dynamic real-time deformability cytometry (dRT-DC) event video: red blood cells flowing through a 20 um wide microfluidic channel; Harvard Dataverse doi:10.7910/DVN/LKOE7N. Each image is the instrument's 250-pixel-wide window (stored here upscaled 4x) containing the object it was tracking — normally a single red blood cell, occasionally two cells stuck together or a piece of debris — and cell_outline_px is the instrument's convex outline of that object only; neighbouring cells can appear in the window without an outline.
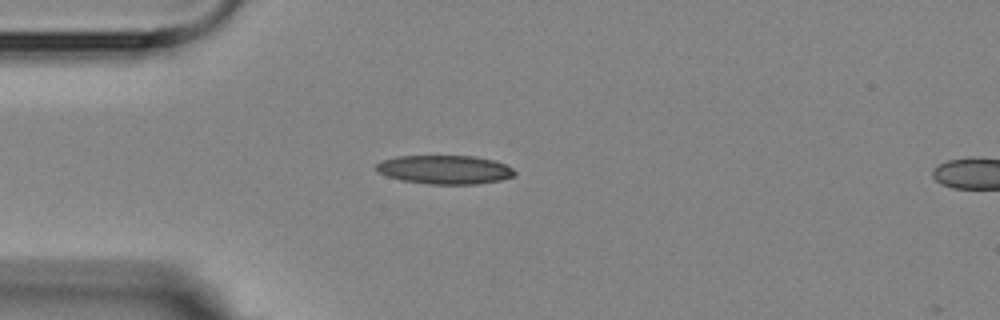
{"species": "Egyptian fruit bat (a non-hibernating species)", "species_latin": "Rousettus aegyptiacus", "temperature_condition": "room temperature", "stored_images_in_passage": 3, "segment_of_instrument_passage": [1, 2], "camera_frame_rate_fps": 3000, "um_per_image_px": 0.085, "animal": {"sex": "female"}, "frame": {"image": 1, "passage_image": 2, "time_ms": 1.333, "image_size_px": [1000, 320], "cell_outline_px": [[516, 176], [500, 180], [476, 184], [428, 184], [400, 180], [388, 176], [380, 172], [376, 168], [376, 164], [380, 160], [396, 156], [476, 156], [492, 160], [504, 164], [512, 168], [516, 172]], "centroid_in_image_um": [37.81, 14.42], "position_along_channel_um": 47.2, "area_um2": 23.24}}